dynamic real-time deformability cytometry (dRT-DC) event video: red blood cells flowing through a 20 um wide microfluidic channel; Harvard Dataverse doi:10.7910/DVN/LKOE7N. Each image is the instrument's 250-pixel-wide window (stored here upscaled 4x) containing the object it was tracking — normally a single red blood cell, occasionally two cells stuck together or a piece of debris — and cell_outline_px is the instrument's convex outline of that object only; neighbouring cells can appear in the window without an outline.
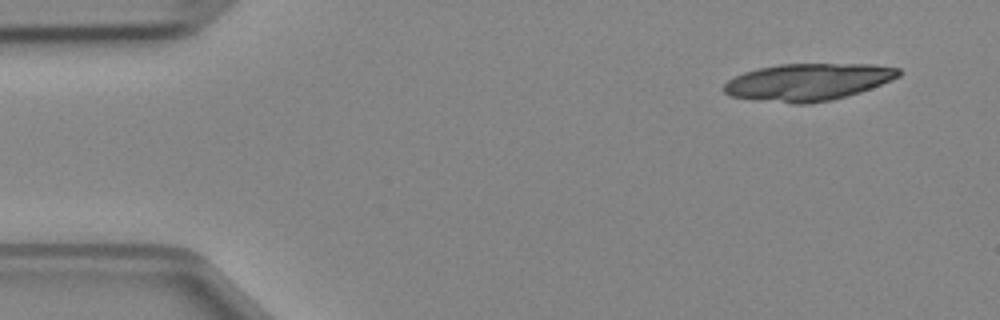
{"species": "Egyptian fruit bat (a non-hibernating species)", "species_latin": "Rousettus aegyptiacus", "temperature_condition": "cold", "stored_images_in_passage": 5, "camera_frame_rate_fps": 3000, "um_per_image_px": 0.085, "animal": {"sex": "female"}, "frame": {"image": 1, "passage_image": 1, "time_ms": 0.0, "image_size_px": [1000, 320], "cell_outline_px": [[900, 76], [860, 92], [832, 100], [808, 104], [792, 104], [728, 96], [724, 92], [724, 84], [728, 80], [744, 72], [760, 68], [780, 64], [872, 64], [900, 68]], "centroid_in_image_um": [68.67, 6.97], "position_along_channel_um": 16.3, "area_um2": 37.69}}